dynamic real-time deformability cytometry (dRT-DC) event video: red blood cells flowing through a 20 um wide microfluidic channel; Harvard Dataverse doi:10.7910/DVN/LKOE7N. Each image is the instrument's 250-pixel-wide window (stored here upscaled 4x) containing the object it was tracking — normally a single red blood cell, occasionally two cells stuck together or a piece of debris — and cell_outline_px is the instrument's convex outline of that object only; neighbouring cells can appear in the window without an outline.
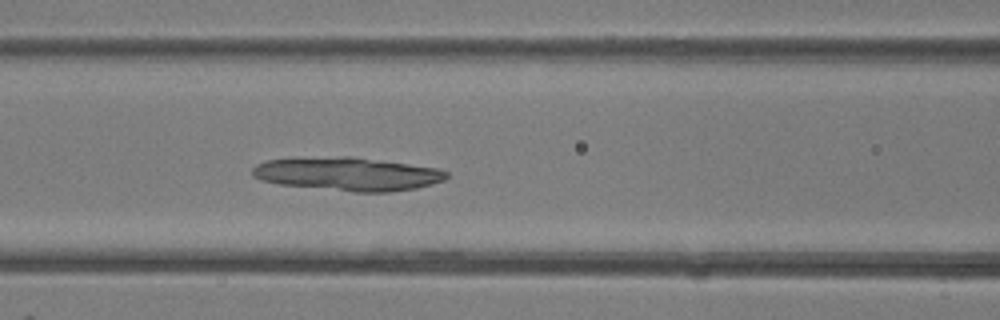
{"species": "common noctule bat (a hibernating species)", "species_latin": "Nyctalus noctula", "temperature_condition": "room temperature", "stored_images_in_passage": 13, "camera_frame_rate_fps": 3000, "um_per_image_px": 0.085, "animal": {"sex": "female"}, "frame": {"image": 1, "passage_image": 10, "time_ms": 3.0, "image_size_px": [1000, 320], "cell_outline_px": [[448, 176], [444, 180], [432, 184], [416, 188], [388, 192], [356, 192], [280, 184], [260, 180], [252, 176], [252, 168], [256, 164], [268, 160], [340, 156], [352, 156], [436, 168], [448, 172]], "centroid_in_image_um": [29.55, 14.79], "position_along_channel_um": 137.1, "area_um2": 37.45}}